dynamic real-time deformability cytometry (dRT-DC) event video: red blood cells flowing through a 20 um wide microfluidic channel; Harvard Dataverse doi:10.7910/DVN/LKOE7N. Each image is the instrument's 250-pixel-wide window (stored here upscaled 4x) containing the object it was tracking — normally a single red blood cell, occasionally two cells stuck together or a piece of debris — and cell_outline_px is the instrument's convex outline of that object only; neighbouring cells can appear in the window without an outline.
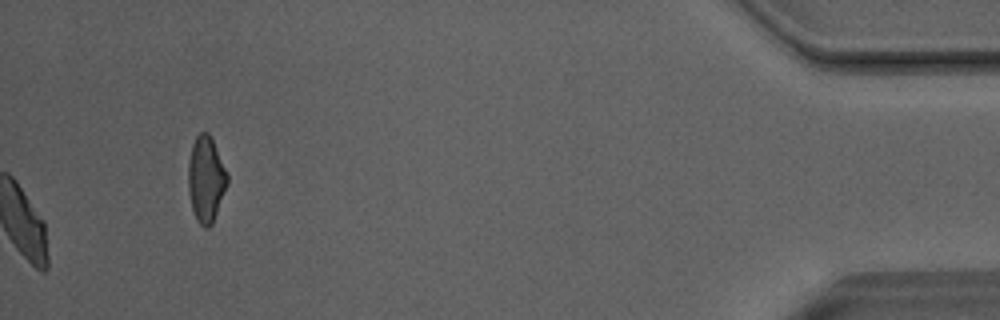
{"species": "Egyptian fruit bat (a non-hibernating species)", "species_latin": "Rousettus aegyptiacus", "temperature_condition": "room temperature", "stored_images_in_passage": 51, "camera_frame_rate_fps": 3000, "um_per_image_px": 0.085, "animal": {"sex": "male"}, "frame": {"image": 1, "passage_image": 51, "time_ms": 16.667, "image_size_px": [1000, 320], "cell_outline_px": [[228, 184], [212, 224], [208, 228], [204, 228], [196, 220], [192, 208], [188, 192], [188, 164], [192, 144], [196, 136], [200, 132], [208, 132], [228, 172]], "centroid_in_image_um": [17.51, 15.24], "position_along_channel_um": 417.7, "area_um2": 19.65}, "authors_computed_cell_mechanics": {"area_um2": 22.8888, "velocity_mm_per_s": 4.0445, "shape_relaxation_time_tau1_ms": 4.1045, "shape_relaxation_time_tau2_ms": 2.0775, "deformation_change_tau1": 0.13, "deformation_change_tau2": 0.0865}}